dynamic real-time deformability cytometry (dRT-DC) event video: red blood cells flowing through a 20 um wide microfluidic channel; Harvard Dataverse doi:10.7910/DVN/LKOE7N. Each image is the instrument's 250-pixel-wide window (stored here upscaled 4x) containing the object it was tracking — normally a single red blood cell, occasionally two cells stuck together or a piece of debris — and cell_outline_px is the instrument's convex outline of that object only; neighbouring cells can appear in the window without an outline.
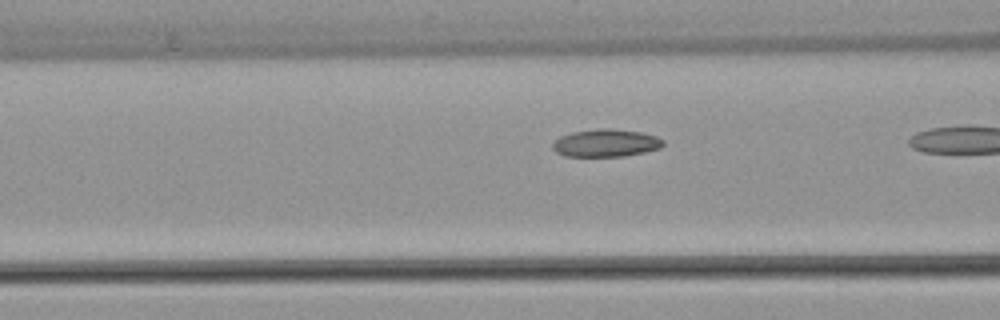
{"species": "common noctule bat (a hibernating species)", "species_latin": "Nyctalus noctula", "temperature_condition": "warm", "stored_images_in_passage": 22, "camera_frame_rate_fps": 3000, "um_per_image_px": 0.085, "animal": {"sex": "female", "body_mass_g": 22.7, "forearm_length_mm": 54.2}, "frame": {"image": 1, "passage_image": 19, "time_ms": 6.0, "image_size_px": [1000, 320], "cell_outline_px": [[664, 144], [660, 148], [644, 152], [624, 156], [564, 156], [556, 152], [552, 148], [552, 144], [560, 136], [572, 132], [596, 128], [608, 128], [640, 132], [656, 136], [664, 140]], "centroid_in_image_um": [51.49, 12.15], "position_along_channel_um": 115.1, "area_um2": 17.8}}